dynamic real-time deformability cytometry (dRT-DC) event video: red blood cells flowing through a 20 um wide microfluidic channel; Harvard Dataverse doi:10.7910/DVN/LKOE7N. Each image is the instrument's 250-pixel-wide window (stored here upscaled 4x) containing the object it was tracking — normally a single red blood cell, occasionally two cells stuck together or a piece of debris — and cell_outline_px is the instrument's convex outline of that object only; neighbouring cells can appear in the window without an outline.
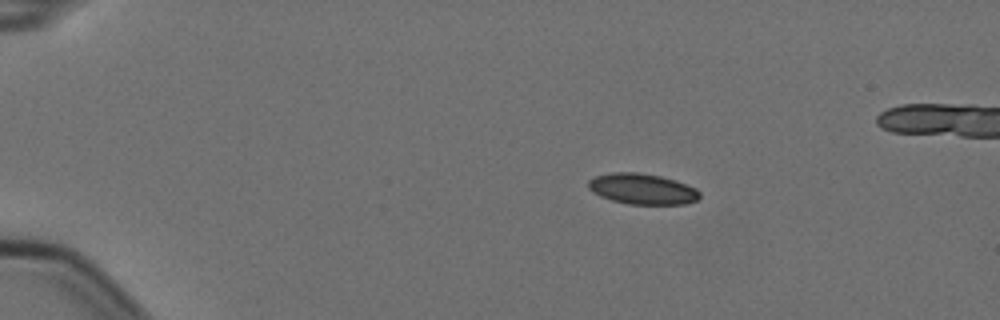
{"species": "Egyptian fruit bat (a non-hibernating species)", "species_latin": "Rousettus aegyptiacus", "temperature_condition": "cold", "stored_images_in_passage": 5, "segment_of_instrument_passage": [1, 2], "camera_frame_rate_fps": 3000, "um_per_image_px": 0.085, "animal": {"sex": "female"}, "frame": {"image": 1, "passage_image": 2, "time_ms": 0.333, "image_size_px": [1000, 320], "cell_outline_px": [[700, 196], [696, 200], [684, 204], [628, 204], [612, 200], [600, 196], [592, 192], [588, 188], [588, 180], [596, 176], [612, 172], [640, 172], [660, 176], [676, 180], [696, 188], [700, 192]], "centroid_in_image_um": [54.59, 16.05], "position_along_channel_um": 30.4, "area_um2": 20.0}}